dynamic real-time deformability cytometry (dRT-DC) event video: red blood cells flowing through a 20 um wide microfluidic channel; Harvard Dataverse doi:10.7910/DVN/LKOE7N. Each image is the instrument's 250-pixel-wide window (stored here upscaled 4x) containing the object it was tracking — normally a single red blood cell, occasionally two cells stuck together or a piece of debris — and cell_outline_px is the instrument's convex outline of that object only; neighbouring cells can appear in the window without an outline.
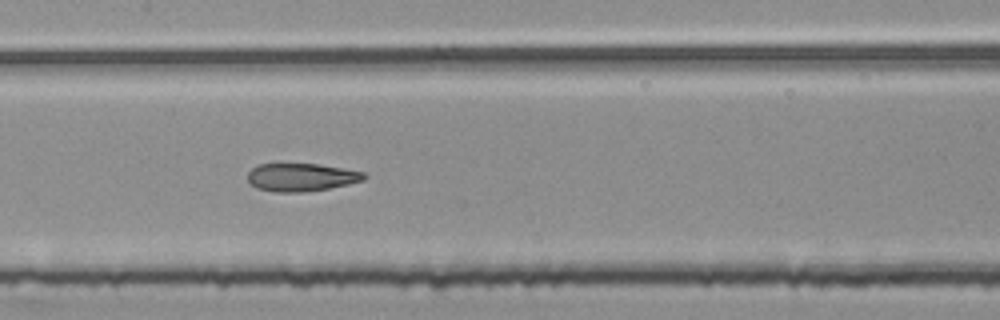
{"species": "common noctule bat (a hibernating species)", "species_latin": "Nyctalus noctula", "temperature_condition": "room temperature", "stored_images_in_passage": 52, "segment_of_instrument_passage": [2, 2], "camera_frame_rate_fps": 3000, "um_per_image_px": 0.085, "animal": {"sex": "female", "body_mass_g": 25.1}, "frame": {"image": 1, "passage_image": 27, "time_ms": 8.667, "image_size_px": [1000, 320], "cell_outline_px": [[368, 176], [364, 180], [348, 184], [328, 188], [304, 192], [272, 192], [256, 188], [248, 180], [248, 172], [252, 168], [260, 164], [320, 164], [364, 172]], "centroid_in_image_um": [25.61, 15.07], "position_along_channel_um": 181.8, "area_um2": 18.96}}
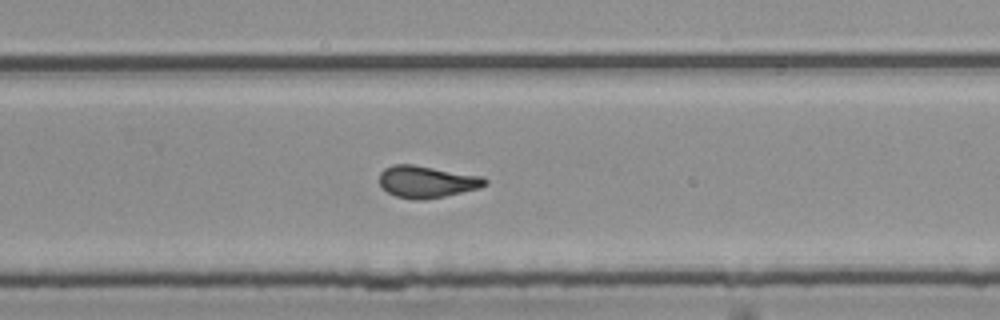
{"frame": {"image": 2, "passage_image": 36, "time_ms": 11.667, "image_size_px": [1000, 320], "cell_outline_px": [[488, 184], [480, 188], [444, 196], [420, 200], [416, 200], [396, 196], [388, 192], [380, 184], [380, 172], [384, 168], [392, 164], [412, 164], [480, 176], [488, 180]], "centroid_in_image_um": [36.27, 15.44], "position_along_channel_um": 293.5, "area_um2": 19.48}}
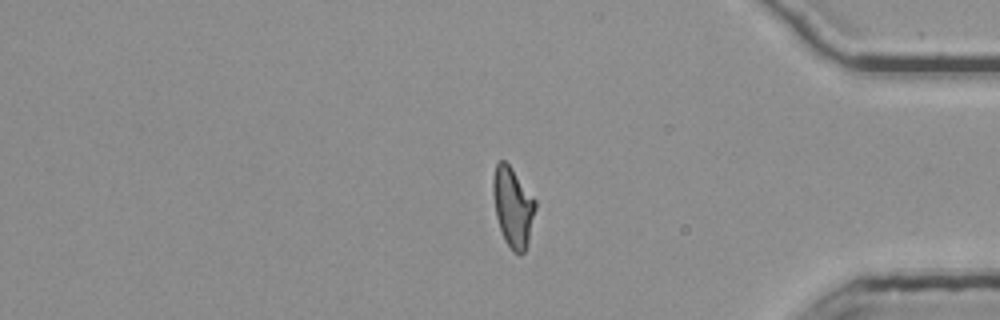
{"frame": {"image": 3, "passage_image": 46, "time_ms": 15.0, "image_size_px": [1000, 320], "cell_outline_px": [[536, 208], [528, 244], [524, 252], [520, 256], [512, 252], [504, 240], [496, 216], [492, 192], [492, 180], [496, 164], [500, 160], [504, 160], [512, 168], [536, 200]], "centroid_in_image_um": [43.6, 17.62], "position_along_channel_um": 391.6, "area_um2": 19.88}}